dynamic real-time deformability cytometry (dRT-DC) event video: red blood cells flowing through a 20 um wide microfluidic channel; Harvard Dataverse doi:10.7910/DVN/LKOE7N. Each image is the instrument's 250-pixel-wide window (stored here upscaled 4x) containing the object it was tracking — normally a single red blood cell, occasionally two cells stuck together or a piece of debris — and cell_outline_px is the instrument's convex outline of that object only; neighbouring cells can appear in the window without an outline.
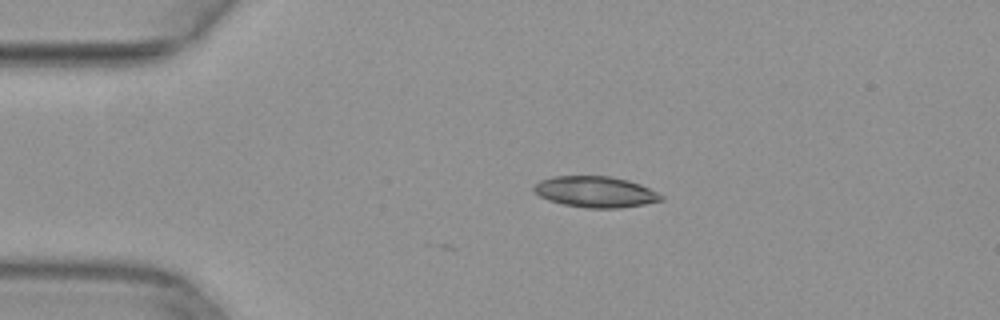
{"species": "common noctule bat (a hibernating species)", "species_latin": "Nyctalus noctula", "temperature_condition": "warm", "stored_images_in_passage": 2, "camera_frame_rate_fps": 3000, "um_per_image_px": 0.085, "animal": {"sex": "female", "body_mass_g": 29.2, "forearm_length_mm": 56.3}, "frame": {"image": 1, "passage_image": 2, "time_ms": 0.333, "image_size_px": [1000, 320], "cell_outline_px": [[664, 200], [644, 204], [620, 208], [584, 208], [564, 204], [548, 200], [540, 196], [532, 188], [532, 184], [540, 180], [552, 176], [608, 176], [628, 180], [640, 184], [664, 196]], "centroid_in_image_um": [50.59, 16.3], "position_along_channel_um": 34.4, "area_um2": 23.06}}